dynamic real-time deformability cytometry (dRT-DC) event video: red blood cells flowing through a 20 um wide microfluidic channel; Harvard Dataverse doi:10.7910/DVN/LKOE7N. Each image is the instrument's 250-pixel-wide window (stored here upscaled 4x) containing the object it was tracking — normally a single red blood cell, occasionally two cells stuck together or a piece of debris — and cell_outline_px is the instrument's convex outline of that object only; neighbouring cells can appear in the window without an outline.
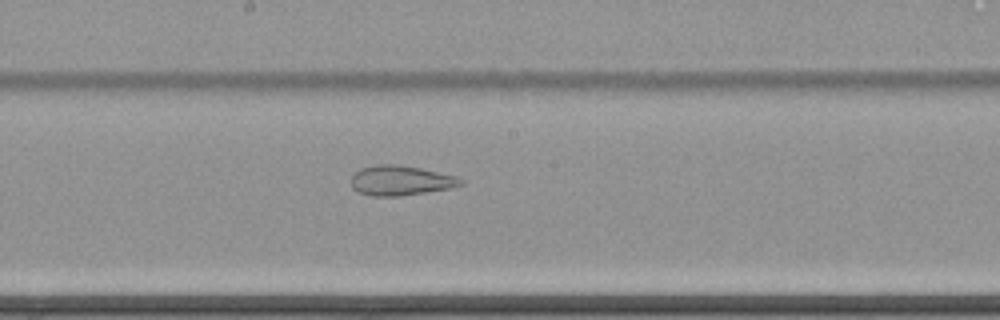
{"species": "common noctule bat (a hibernating species)", "species_latin": "Nyctalus noctula", "temperature_condition": "cold", "stored_images_in_passage": 62, "camera_frame_rate_fps": 3000, "um_per_image_px": 0.085, "animal": {"sex": "female", "body_mass_g": 22.7, "forearm_length_mm": 54.2}, "frame": {"image": 1, "passage_image": 36, "time_ms": 11.667, "image_size_px": [1000, 320], "cell_outline_px": [[464, 184], [452, 188], [400, 196], [368, 196], [356, 192], [352, 188], [352, 176], [360, 168], [380, 164], [396, 164], [420, 168], [456, 176], [464, 180]], "centroid_in_image_um": [34.05, 15.35], "position_along_channel_um": 214.1, "area_um2": 19.19}}
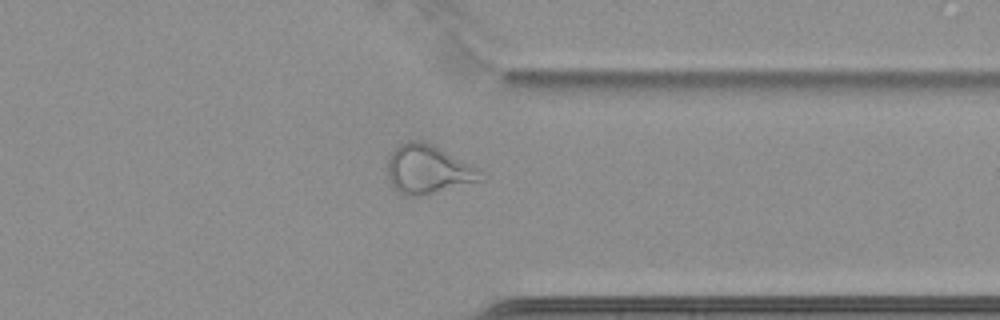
{"frame": {"image": 2, "passage_image": 50, "time_ms": 16.333, "image_size_px": [1000, 320], "cell_outline_px": [[488, 176], [484, 180], [424, 196], [404, 196], [396, 192], [388, 180], [388, 160], [392, 152], [400, 144], [408, 140], [420, 140], [432, 144], [488, 172]], "centroid_in_image_um": [36.45, 14.43], "position_along_channel_um": 374.9, "area_um2": 27.28}}
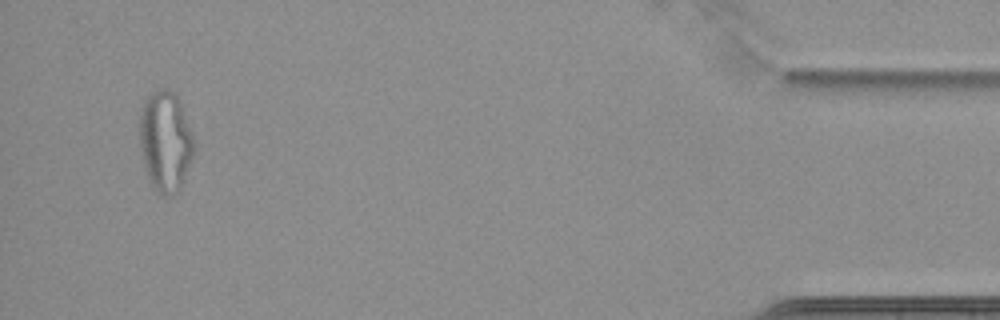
{"frame": {"image": 3, "passage_image": 60, "time_ms": 19.667, "image_size_px": [1000, 320], "cell_outline_px": [[192, 156], [184, 180], [176, 196], [164, 196], [152, 184], [148, 176], [144, 164], [140, 148], [140, 112], [144, 100], [152, 92], [160, 88], [168, 88], [176, 92], [180, 96], [192, 136]], "centroid_in_image_um": [14.06, 11.95], "position_along_channel_um": 421.1, "area_um2": 31.79}, "authors_computed_cell_mechanics": {"area_um2": 29.5358, "velocity_mm_per_s": 3.4608, "shape_relaxation_time_tau1_ms": null, "shape_relaxation_time_tau2_ms": 1.8792, "deformation_change_tau1": null, "deformation_change_tau2": 0.0955}}